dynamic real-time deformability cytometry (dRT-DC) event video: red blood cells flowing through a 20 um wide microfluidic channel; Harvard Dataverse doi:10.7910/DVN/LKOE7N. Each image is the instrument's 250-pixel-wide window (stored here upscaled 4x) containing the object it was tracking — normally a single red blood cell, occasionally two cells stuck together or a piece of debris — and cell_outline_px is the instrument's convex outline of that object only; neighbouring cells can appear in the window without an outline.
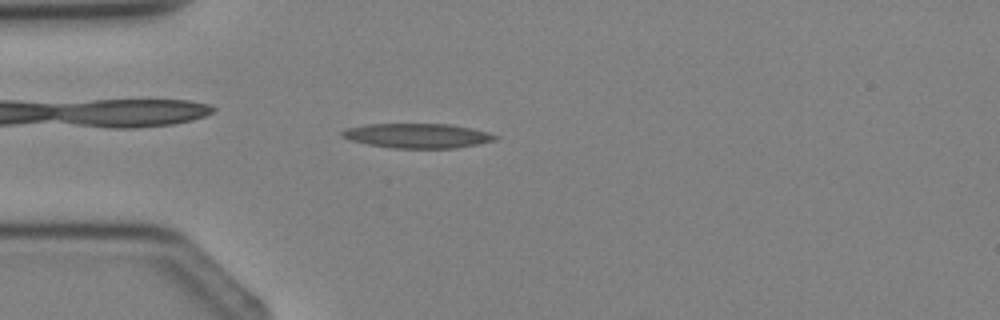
{"species": "Egyptian fruit bat (a non-hibernating species)", "species_latin": "Rousettus aegyptiacus", "temperature_condition": "cold", "stored_images_in_passage": 7, "camera_frame_rate_fps": 3000, "um_per_image_px": 0.085, "animal": {"sex": "female"}, "frame": {"image": 1, "passage_image": 7, "time_ms": 2.0, "image_size_px": [1000, 320], "cell_outline_px": [[500, 136], [496, 140], [456, 148], [392, 148], [368, 144], [348, 140], [340, 136], [340, 132], [348, 128], [368, 124], [452, 124]], "centroid_in_image_um": [35.43, 11.54], "position_along_channel_um": 49.6, "area_um2": 21.79}}